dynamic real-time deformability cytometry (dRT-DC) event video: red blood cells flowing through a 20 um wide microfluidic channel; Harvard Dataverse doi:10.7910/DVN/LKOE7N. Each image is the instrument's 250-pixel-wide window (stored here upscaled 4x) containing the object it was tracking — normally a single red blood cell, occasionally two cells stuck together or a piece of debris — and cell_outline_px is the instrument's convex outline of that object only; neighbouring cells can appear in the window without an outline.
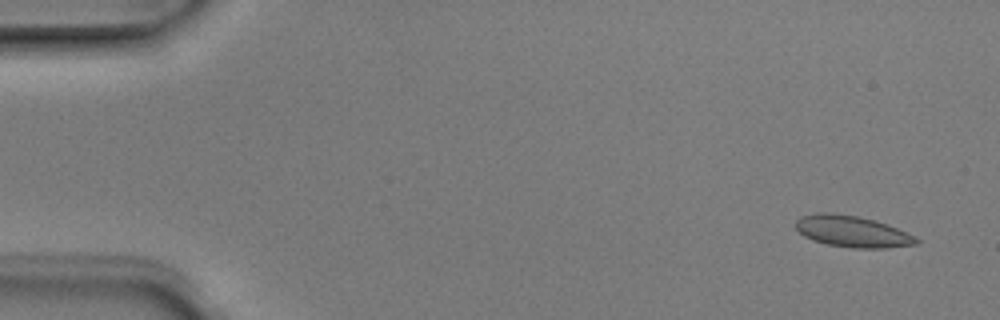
{"species": "Egyptian fruit bat (a non-hibernating species)", "species_latin": "Rousettus aegyptiacus", "temperature_condition": "room temperature", "stored_images_in_passage": 7, "camera_frame_rate_fps": 3000, "um_per_image_px": 0.085, "animal": {"sex": "male"}, "frame": {"image": 1, "passage_image": 1, "time_ms": 0.0, "image_size_px": [1000, 320], "cell_outline_px": [[920, 244], [888, 248], [852, 248], [828, 244], [812, 240], [804, 236], [796, 228], [796, 220], [800, 216], [816, 212], [832, 212], [860, 216], [888, 224], [920, 240]], "centroid_in_image_um": [72.42, 19.66], "position_along_channel_um": 12.6, "area_um2": 22.2}}
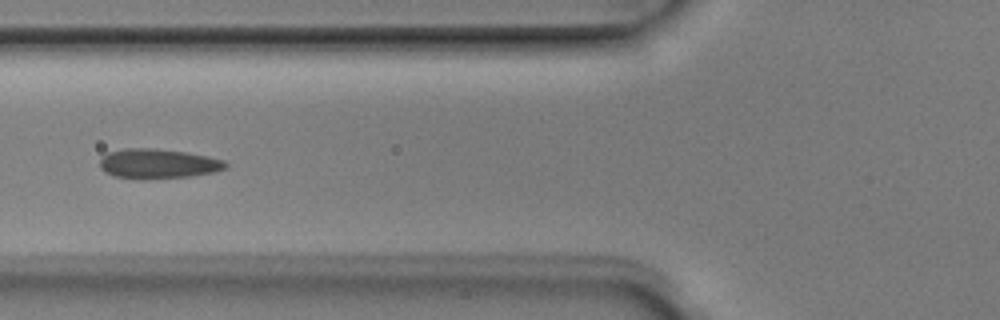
{"frame": {"image": 2, "passage_image": 6, "time_ms": 1.667, "image_size_px": [1000, 320], "cell_outline_px": [[228, 164], [224, 168], [212, 172], [192, 176], [112, 176], [104, 172], [100, 168], [100, 160], [108, 152], [124, 148], [156, 148], [188, 152], [208, 156], [224, 160]], "centroid_in_image_um": [13.44, 13.85], "position_along_channel_um": 112.4, "area_um2": 20.92}}
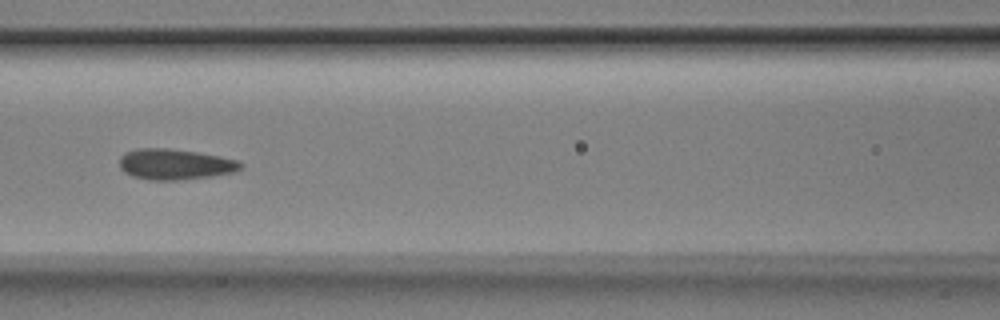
{"frame": {"image": 3, "passage_image": 7, "time_ms": 2.0, "image_size_px": [1000, 320], "cell_outline_px": [[244, 164], [236, 172], [212, 176], [180, 180], [148, 180], [132, 176], [124, 172], [120, 168], [120, 156], [124, 152], [136, 148], [168, 148], [196, 152], [220, 156], [240, 160]], "centroid_in_image_um": [14.88, 13.96], "position_along_channel_um": 151.7, "area_um2": 21.96}}